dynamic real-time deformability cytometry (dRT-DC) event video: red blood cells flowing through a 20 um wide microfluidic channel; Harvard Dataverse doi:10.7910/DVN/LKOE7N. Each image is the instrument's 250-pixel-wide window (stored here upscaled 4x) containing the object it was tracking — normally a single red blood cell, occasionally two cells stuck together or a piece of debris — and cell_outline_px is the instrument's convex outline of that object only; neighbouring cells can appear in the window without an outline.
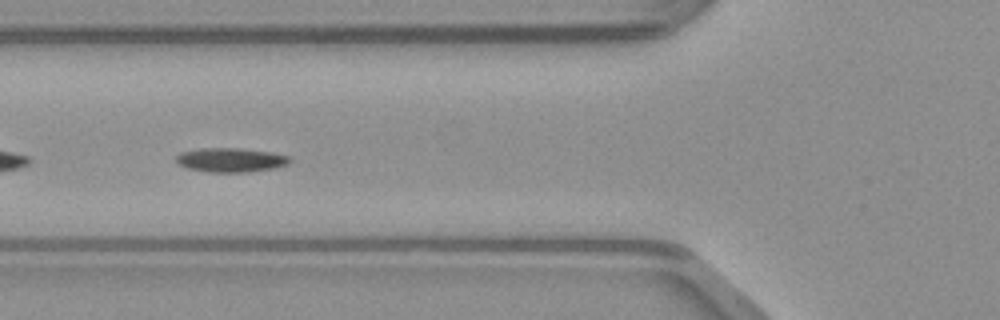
{"species": "common noctule bat (a hibernating species)", "species_latin": "Nyctalus noctula", "temperature_condition": "warm", "stored_images_in_passage": 51, "segment_of_instrument_passage": [2, 2], "camera_frame_rate_fps": 3000, "um_per_image_px": 0.085, "animal": {"sex": "male", "body_mass_g": 23.1, "forearm_length_mm": 52.7}, "frame": {"image": 1, "passage_image": 19, "time_ms": 6.0, "image_size_px": [1000, 320], "cell_outline_px": [[292, 160], [288, 164], [276, 168], [248, 172], [208, 172], [188, 168], [180, 164], [176, 160], [176, 156], [180, 152], [200, 148], [240, 148], [272, 152], [288, 156]], "centroid_in_image_um": [19.64, 13.59], "position_along_channel_um": 106.2, "area_um2": 16.07}}
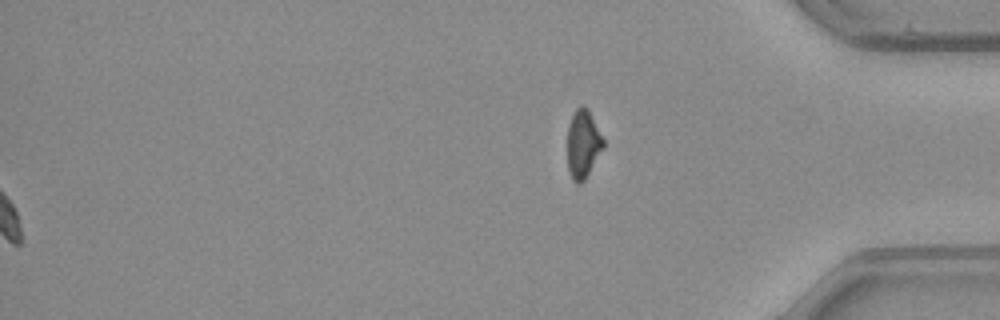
{"frame": {"image": 2, "passage_image": 51, "time_ms": 16.667, "image_size_px": [1000, 320], "cell_outline_px": [[604, 148], [584, 180], [580, 184], [576, 184], [572, 180], [568, 172], [568, 124], [576, 108], [580, 104], [588, 108], [604, 140]], "centroid_in_image_um": [49.55, 12.25], "position_along_channel_um": 385.6, "area_um2": 14.39}}